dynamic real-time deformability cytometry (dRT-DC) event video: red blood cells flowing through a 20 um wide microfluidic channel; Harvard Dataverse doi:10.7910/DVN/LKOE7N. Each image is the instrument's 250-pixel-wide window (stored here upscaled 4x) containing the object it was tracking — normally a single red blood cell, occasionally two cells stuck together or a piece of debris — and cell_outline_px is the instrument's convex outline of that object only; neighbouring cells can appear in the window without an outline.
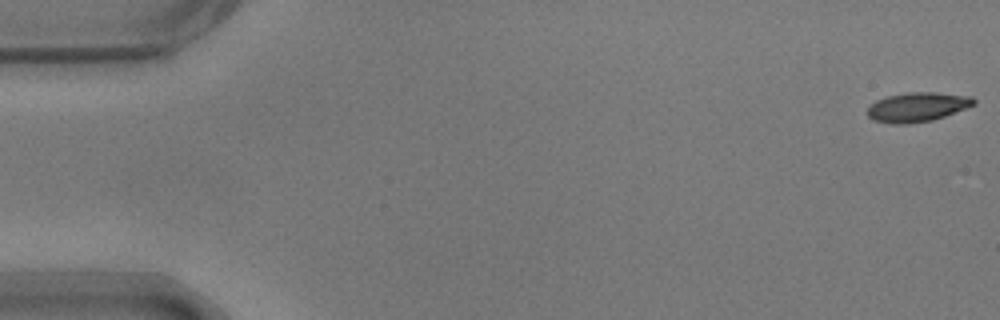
{"species": "common noctule bat (a hibernating species)", "species_latin": "Nyctalus noctula", "temperature_condition": "warm", "stored_images_in_passage": 55, "camera_frame_rate_fps": 3000, "um_per_image_px": 0.085, "animal": {"sex": "male", "body_mass_g": 17.9}, "frame": {"image": 1, "passage_image": 1, "time_ms": 0.0, "image_size_px": [1000, 320], "cell_outline_px": [[976, 104], [944, 116], [932, 120], [908, 124], [892, 124], [872, 120], [868, 116], [868, 108], [876, 100], [888, 96], [908, 92], [936, 92], [972, 96], [976, 100]], "centroid_in_image_um": [77.98, 9.09], "position_along_channel_um": 7.0, "area_um2": 18.21}}
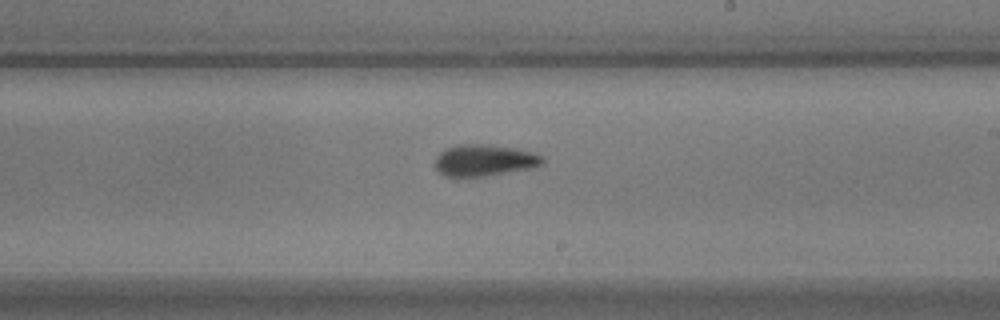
{"frame": {"image": 2, "passage_image": 32, "time_ms": 10.333, "image_size_px": [1000, 320], "cell_outline_px": [[544, 164], [536, 168], [484, 176], [444, 176], [432, 164], [436, 156], [444, 148], [456, 144], [488, 144], [516, 148], [532, 152], [544, 156]], "centroid_in_image_um": [41.18, 13.61], "position_along_channel_um": 247.8, "area_um2": 20.23}}
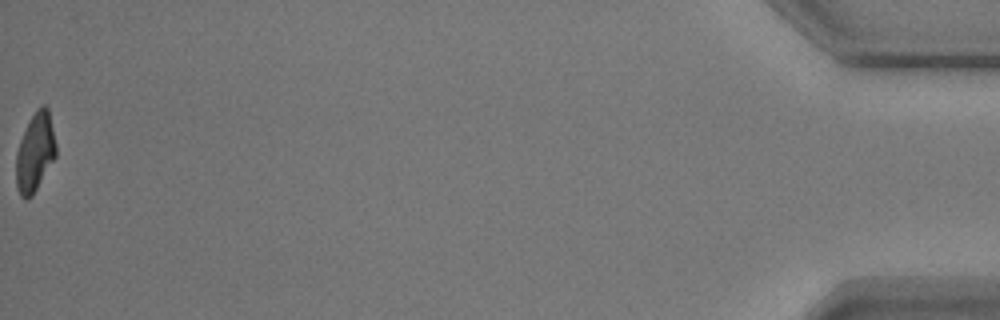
{"frame": {"image": 3, "passage_image": 55, "time_ms": 18.0, "image_size_px": [1000, 320], "cell_outline_px": [[56, 156], [32, 196], [28, 200], [24, 200], [20, 196], [16, 188], [16, 152], [20, 140], [36, 108], [44, 104], [48, 108], [56, 144]], "centroid_in_image_um": [2.97, 12.98], "position_along_channel_um": 432.2, "area_um2": 18.26}, "authors_computed_cell_mechanics": {"area_um2": 19.1896, "velocity_mm_per_s": 3.7038, "shape_relaxation_time_tau1_ms": 2.9065, "shape_relaxation_time_tau2_ms": 2.5691, "deformation_change_tau1": 0.1506, "deformation_change_tau2": 0.1093}}